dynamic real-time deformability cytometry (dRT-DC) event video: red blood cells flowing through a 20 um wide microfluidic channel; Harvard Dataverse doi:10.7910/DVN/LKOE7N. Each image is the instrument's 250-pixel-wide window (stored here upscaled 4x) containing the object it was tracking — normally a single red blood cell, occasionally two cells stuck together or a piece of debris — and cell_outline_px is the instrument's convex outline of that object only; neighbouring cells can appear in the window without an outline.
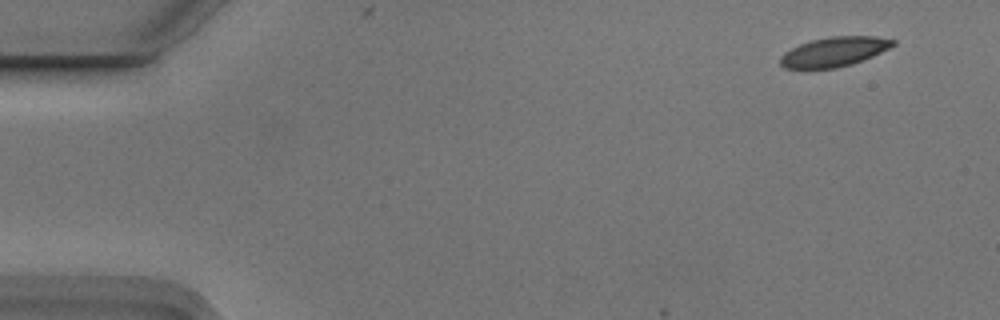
{"species": "Egyptian fruit bat (a non-hibernating species)", "species_latin": "Rousettus aegyptiacus", "temperature_condition": "cold", "stored_images_in_passage": 4, "camera_frame_rate_fps": 3000, "um_per_image_px": 0.085, "animal": {"sex": "male"}, "frame": {"image": 1, "passage_image": 1, "time_ms": 0.0, "image_size_px": [1000, 320], "cell_outline_px": [[896, 44], [864, 60], [852, 64], [836, 68], [784, 68], [780, 64], [780, 56], [784, 52], [800, 44], [812, 40], [828, 36], [876, 36], [896, 40]], "centroid_in_image_um": [70.91, 4.39], "position_along_channel_um": 14.1, "area_um2": 19.36}}